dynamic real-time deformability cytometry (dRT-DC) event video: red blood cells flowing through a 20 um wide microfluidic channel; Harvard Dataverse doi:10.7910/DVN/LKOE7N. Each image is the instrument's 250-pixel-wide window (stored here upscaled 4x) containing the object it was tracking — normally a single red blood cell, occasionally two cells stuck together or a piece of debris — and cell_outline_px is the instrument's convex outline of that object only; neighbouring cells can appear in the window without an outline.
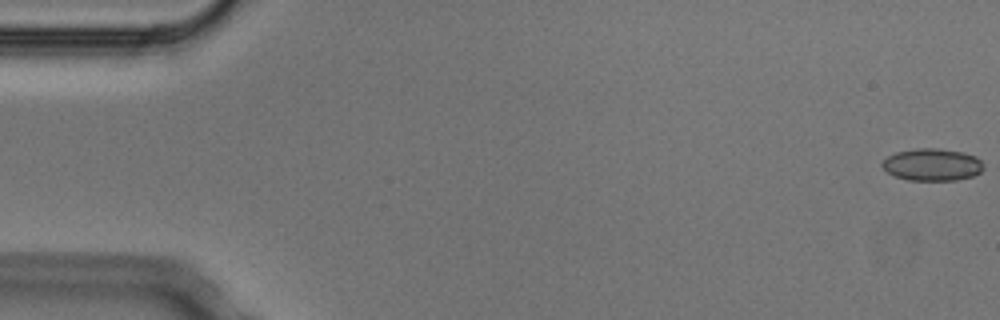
{"species": "Egyptian fruit bat (a non-hibernating species)", "species_latin": "Rousettus aegyptiacus", "temperature_condition": "cold", "stored_images_in_passage": 4, "camera_frame_rate_fps": 3000, "um_per_image_px": 0.085, "animal": {"sex": "male"}, "frame": {"image": 1, "passage_image": 1, "time_ms": 0.0, "image_size_px": [1000, 320], "cell_outline_px": [[984, 168], [980, 172], [972, 176], [956, 180], [908, 180], [896, 176], [888, 172], [880, 164], [888, 156], [896, 152], [916, 148], [936, 148], [964, 152], [976, 156], [984, 164]], "centroid_in_image_um": [79.26, 13.99], "position_along_channel_um": 5.7, "area_um2": 19.02}}
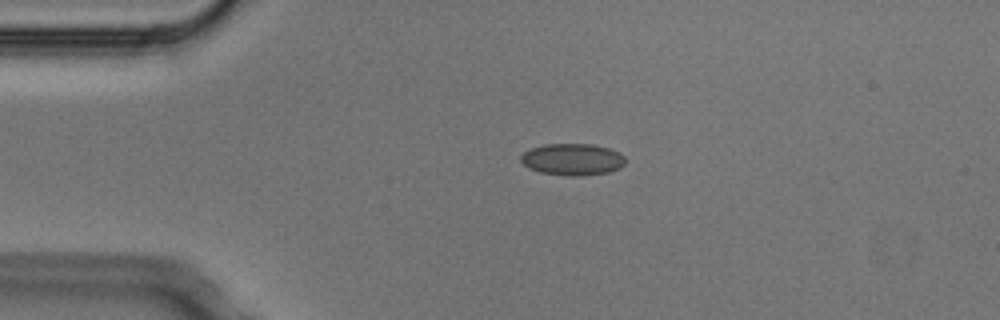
{"frame": {"image": 2, "passage_image": 4, "time_ms": 1.0, "image_size_px": [1000, 320], "cell_outline_px": [[624, 164], [620, 168], [608, 172], [576, 176], [572, 176], [540, 172], [528, 168], [520, 160], [520, 156], [524, 152], [532, 148], [544, 144], [592, 144], [608, 148], [620, 152], [624, 156]], "centroid_in_image_um": [48.65, 13.54], "position_along_channel_um": 36.3, "area_um2": 19.25}}